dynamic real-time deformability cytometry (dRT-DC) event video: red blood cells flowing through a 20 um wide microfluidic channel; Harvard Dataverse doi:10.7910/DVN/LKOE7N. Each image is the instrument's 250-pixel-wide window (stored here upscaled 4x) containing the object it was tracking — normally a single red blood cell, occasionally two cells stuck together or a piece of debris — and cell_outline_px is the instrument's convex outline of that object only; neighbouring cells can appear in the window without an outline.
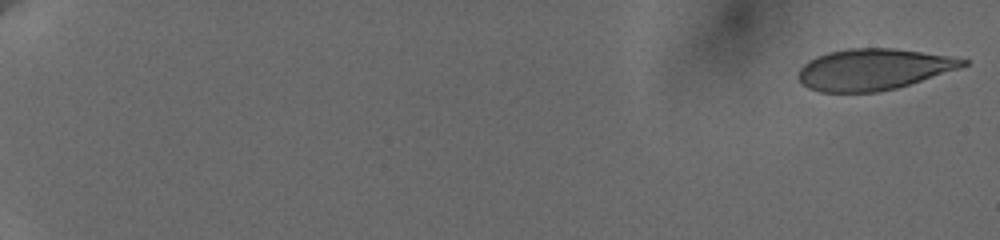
{"species": "human", "species_latin": "Homo sapiens", "temperature_condition": "cold", "stored_images_in_passage": 19, "camera_frame_rate_fps": 3000, "um_per_image_px": 0.085, "donor": {"sex": "female"}, "frame": {"image": 1, "passage_image": 1, "time_ms": 0.0, "image_size_px": [1000, 240], "cell_outline_px": [[968, 64], [960, 68], [896, 88], [876, 92], [820, 92], [808, 88], [800, 80], [800, 68], [808, 60], [816, 56], [828, 52], [848, 48], [892, 48], [952, 56], [968, 60]], "centroid_in_image_um": [74.24, 5.89], "position_along_channel_um": 10.8, "area_um2": 39.3}}